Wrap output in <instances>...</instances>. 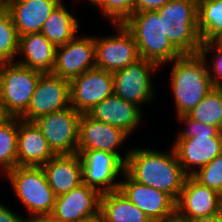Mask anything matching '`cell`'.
<instances>
[{
  "mask_svg": "<svg viewBox=\"0 0 222 222\" xmlns=\"http://www.w3.org/2000/svg\"><path fill=\"white\" fill-rule=\"evenodd\" d=\"M125 172L136 182L159 189L178 199L187 175L173 148L171 152L150 149H130Z\"/></svg>",
  "mask_w": 222,
  "mask_h": 222,
  "instance_id": "cell-1",
  "label": "cell"
},
{
  "mask_svg": "<svg viewBox=\"0 0 222 222\" xmlns=\"http://www.w3.org/2000/svg\"><path fill=\"white\" fill-rule=\"evenodd\" d=\"M178 118L187 128L177 134L172 148L185 174L192 176L222 153V132L215 126L190 118L187 114ZM191 166L198 169L192 170Z\"/></svg>",
  "mask_w": 222,
  "mask_h": 222,
  "instance_id": "cell-2",
  "label": "cell"
},
{
  "mask_svg": "<svg viewBox=\"0 0 222 222\" xmlns=\"http://www.w3.org/2000/svg\"><path fill=\"white\" fill-rule=\"evenodd\" d=\"M172 62L171 88L177 116H180L191 111L214 87L208 73L206 57L199 53L182 54Z\"/></svg>",
  "mask_w": 222,
  "mask_h": 222,
  "instance_id": "cell-3",
  "label": "cell"
},
{
  "mask_svg": "<svg viewBox=\"0 0 222 222\" xmlns=\"http://www.w3.org/2000/svg\"><path fill=\"white\" fill-rule=\"evenodd\" d=\"M123 25L133 34L141 58L162 66L182 55L169 41L157 11L134 12Z\"/></svg>",
  "mask_w": 222,
  "mask_h": 222,
  "instance_id": "cell-4",
  "label": "cell"
},
{
  "mask_svg": "<svg viewBox=\"0 0 222 222\" xmlns=\"http://www.w3.org/2000/svg\"><path fill=\"white\" fill-rule=\"evenodd\" d=\"M198 0H170L157 10L164 32L181 54H196L202 40L197 26Z\"/></svg>",
  "mask_w": 222,
  "mask_h": 222,
  "instance_id": "cell-5",
  "label": "cell"
},
{
  "mask_svg": "<svg viewBox=\"0 0 222 222\" xmlns=\"http://www.w3.org/2000/svg\"><path fill=\"white\" fill-rule=\"evenodd\" d=\"M16 196L33 218L51 215L56 195L49 186L42 167L17 166L5 173Z\"/></svg>",
  "mask_w": 222,
  "mask_h": 222,
  "instance_id": "cell-6",
  "label": "cell"
},
{
  "mask_svg": "<svg viewBox=\"0 0 222 222\" xmlns=\"http://www.w3.org/2000/svg\"><path fill=\"white\" fill-rule=\"evenodd\" d=\"M42 74L15 61L0 63V100L10 117L27 110Z\"/></svg>",
  "mask_w": 222,
  "mask_h": 222,
  "instance_id": "cell-7",
  "label": "cell"
},
{
  "mask_svg": "<svg viewBox=\"0 0 222 222\" xmlns=\"http://www.w3.org/2000/svg\"><path fill=\"white\" fill-rule=\"evenodd\" d=\"M80 116L81 113L70 106L40 116L33 122L55 155H71L77 153Z\"/></svg>",
  "mask_w": 222,
  "mask_h": 222,
  "instance_id": "cell-8",
  "label": "cell"
},
{
  "mask_svg": "<svg viewBox=\"0 0 222 222\" xmlns=\"http://www.w3.org/2000/svg\"><path fill=\"white\" fill-rule=\"evenodd\" d=\"M81 158L82 183L101 194L119 189L114 180L125 172V163L114 153L100 150H77Z\"/></svg>",
  "mask_w": 222,
  "mask_h": 222,
  "instance_id": "cell-9",
  "label": "cell"
},
{
  "mask_svg": "<svg viewBox=\"0 0 222 222\" xmlns=\"http://www.w3.org/2000/svg\"><path fill=\"white\" fill-rule=\"evenodd\" d=\"M158 65L139 58L127 67L113 72L114 95L140 107L154 98L151 73Z\"/></svg>",
  "mask_w": 222,
  "mask_h": 222,
  "instance_id": "cell-10",
  "label": "cell"
},
{
  "mask_svg": "<svg viewBox=\"0 0 222 222\" xmlns=\"http://www.w3.org/2000/svg\"><path fill=\"white\" fill-rule=\"evenodd\" d=\"M67 107H70V81L52 73H43L27 110L19 118L33 122L40 116Z\"/></svg>",
  "mask_w": 222,
  "mask_h": 222,
  "instance_id": "cell-11",
  "label": "cell"
},
{
  "mask_svg": "<svg viewBox=\"0 0 222 222\" xmlns=\"http://www.w3.org/2000/svg\"><path fill=\"white\" fill-rule=\"evenodd\" d=\"M113 94V73L109 71L93 68L70 81V106L81 114Z\"/></svg>",
  "mask_w": 222,
  "mask_h": 222,
  "instance_id": "cell-12",
  "label": "cell"
},
{
  "mask_svg": "<svg viewBox=\"0 0 222 222\" xmlns=\"http://www.w3.org/2000/svg\"><path fill=\"white\" fill-rule=\"evenodd\" d=\"M117 35L96 38V68L115 72L140 58L133 34L123 25L115 24Z\"/></svg>",
  "mask_w": 222,
  "mask_h": 222,
  "instance_id": "cell-13",
  "label": "cell"
},
{
  "mask_svg": "<svg viewBox=\"0 0 222 222\" xmlns=\"http://www.w3.org/2000/svg\"><path fill=\"white\" fill-rule=\"evenodd\" d=\"M120 181L119 190L135 206L143 211L151 222H164L176 214V200L169 194L140 184L126 172Z\"/></svg>",
  "mask_w": 222,
  "mask_h": 222,
  "instance_id": "cell-14",
  "label": "cell"
},
{
  "mask_svg": "<svg viewBox=\"0 0 222 222\" xmlns=\"http://www.w3.org/2000/svg\"><path fill=\"white\" fill-rule=\"evenodd\" d=\"M96 68L94 37H74L64 46L56 47L52 74L71 81L87 70Z\"/></svg>",
  "mask_w": 222,
  "mask_h": 222,
  "instance_id": "cell-15",
  "label": "cell"
},
{
  "mask_svg": "<svg viewBox=\"0 0 222 222\" xmlns=\"http://www.w3.org/2000/svg\"><path fill=\"white\" fill-rule=\"evenodd\" d=\"M222 211V195L201 185L187 176L176 200V214L188 220L219 214Z\"/></svg>",
  "mask_w": 222,
  "mask_h": 222,
  "instance_id": "cell-16",
  "label": "cell"
},
{
  "mask_svg": "<svg viewBox=\"0 0 222 222\" xmlns=\"http://www.w3.org/2000/svg\"><path fill=\"white\" fill-rule=\"evenodd\" d=\"M128 136L129 135L121 128L98 121L88 113H84L81 114L79 120L77 150H100L114 153L126 163L129 151L122 157L116 148L120 146Z\"/></svg>",
  "mask_w": 222,
  "mask_h": 222,
  "instance_id": "cell-17",
  "label": "cell"
},
{
  "mask_svg": "<svg viewBox=\"0 0 222 222\" xmlns=\"http://www.w3.org/2000/svg\"><path fill=\"white\" fill-rule=\"evenodd\" d=\"M101 193L85 184L56 196L51 216L64 222H82L100 214Z\"/></svg>",
  "mask_w": 222,
  "mask_h": 222,
  "instance_id": "cell-18",
  "label": "cell"
},
{
  "mask_svg": "<svg viewBox=\"0 0 222 222\" xmlns=\"http://www.w3.org/2000/svg\"><path fill=\"white\" fill-rule=\"evenodd\" d=\"M9 11L19 37L41 32L44 22L61 0H1Z\"/></svg>",
  "mask_w": 222,
  "mask_h": 222,
  "instance_id": "cell-19",
  "label": "cell"
},
{
  "mask_svg": "<svg viewBox=\"0 0 222 222\" xmlns=\"http://www.w3.org/2000/svg\"><path fill=\"white\" fill-rule=\"evenodd\" d=\"M54 156L35 123L18 117L17 166L41 167Z\"/></svg>",
  "mask_w": 222,
  "mask_h": 222,
  "instance_id": "cell-20",
  "label": "cell"
},
{
  "mask_svg": "<svg viewBox=\"0 0 222 222\" xmlns=\"http://www.w3.org/2000/svg\"><path fill=\"white\" fill-rule=\"evenodd\" d=\"M141 112V107L113 94L98 103L88 114L98 121L121 128L129 135L140 123L143 116Z\"/></svg>",
  "mask_w": 222,
  "mask_h": 222,
  "instance_id": "cell-21",
  "label": "cell"
},
{
  "mask_svg": "<svg viewBox=\"0 0 222 222\" xmlns=\"http://www.w3.org/2000/svg\"><path fill=\"white\" fill-rule=\"evenodd\" d=\"M41 167L56 196L66 194L82 184L81 158L78 153L55 155Z\"/></svg>",
  "mask_w": 222,
  "mask_h": 222,
  "instance_id": "cell-22",
  "label": "cell"
},
{
  "mask_svg": "<svg viewBox=\"0 0 222 222\" xmlns=\"http://www.w3.org/2000/svg\"><path fill=\"white\" fill-rule=\"evenodd\" d=\"M17 63L42 73H51L55 65L56 47L41 32L19 37Z\"/></svg>",
  "mask_w": 222,
  "mask_h": 222,
  "instance_id": "cell-23",
  "label": "cell"
},
{
  "mask_svg": "<svg viewBox=\"0 0 222 222\" xmlns=\"http://www.w3.org/2000/svg\"><path fill=\"white\" fill-rule=\"evenodd\" d=\"M100 215L104 222H151L119 189L101 195Z\"/></svg>",
  "mask_w": 222,
  "mask_h": 222,
  "instance_id": "cell-24",
  "label": "cell"
},
{
  "mask_svg": "<svg viewBox=\"0 0 222 222\" xmlns=\"http://www.w3.org/2000/svg\"><path fill=\"white\" fill-rule=\"evenodd\" d=\"M77 29H79L77 19L61 2L44 22L41 33L55 47H59L77 36Z\"/></svg>",
  "mask_w": 222,
  "mask_h": 222,
  "instance_id": "cell-25",
  "label": "cell"
},
{
  "mask_svg": "<svg viewBox=\"0 0 222 222\" xmlns=\"http://www.w3.org/2000/svg\"><path fill=\"white\" fill-rule=\"evenodd\" d=\"M197 26L203 41H222V0H198Z\"/></svg>",
  "mask_w": 222,
  "mask_h": 222,
  "instance_id": "cell-26",
  "label": "cell"
},
{
  "mask_svg": "<svg viewBox=\"0 0 222 222\" xmlns=\"http://www.w3.org/2000/svg\"><path fill=\"white\" fill-rule=\"evenodd\" d=\"M18 117H9L0 125V167L2 173L17 167Z\"/></svg>",
  "mask_w": 222,
  "mask_h": 222,
  "instance_id": "cell-27",
  "label": "cell"
},
{
  "mask_svg": "<svg viewBox=\"0 0 222 222\" xmlns=\"http://www.w3.org/2000/svg\"><path fill=\"white\" fill-rule=\"evenodd\" d=\"M187 115L222 132V91L214 87Z\"/></svg>",
  "mask_w": 222,
  "mask_h": 222,
  "instance_id": "cell-28",
  "label": "cell"
},
{
  "mask_svg": "<svg viewBox=\"0 0 222 222\" xmlns=\"http://www.w3.org/2000/svg\"><path fill=\"white\" fill-rule=\"evenodd\" d=\"M19 35L11 15L0 1V63L13 62L18 53Z\"/></svg>",
  "mask_w": 222,
  "mask_h": 222,
  "instance_id": "cell-29",
  "label": "cell"
},
{
  "mask_svg": "<svg viewBox=\"0 0 222 222\" xmlns=\"http://www.w3.org/2000/svg\"><path fill=\"white\" fill-rule=\"evenodd\" d=\"M93 5L115 24H123L134 13V0H95Z\"/></svg>",
  "mask_w": 222,
  "mask_h": 222,
  "instance_id": "cell-30",
  "label": "cell"
},
{
  "mask_svg": "<svg viewBox=\"0 0 222 222\" xmlns=\"http://www.w3.org/2000/svg\"><path fill=\"white\" fill-rule=\"evenodd\" d=\"M192 177L201 185L207 186L222 195V153L206 166L197 170Z\"/></svg>",
  "mask_w": 222,
  "mask_h": 222,
  "instance_id": "cell-31",
  "label": "cell"
},
{
  "mask_svg": "<svg viewBox=\"0 0 222 222\" xmlns=\"http://www.w3.org/2000/svg\"><path fill=\"white\" fill-rule=\"evenodd\" d=\"M213 51L215 52L211 67L213 71H209L208 73L213 87H217L222 83V41H203L199 54L202 57H207L206 54L209 52L212 53Z\"/></svg>",
  "mask_w": 222,
  "mask_h": 222,
  "instance_id": "cell-32",
  "label": "cell"
},
{
  "mask_svg": "<svg viewBox=\"0 0 222 222\" xmlns=\"http://www.w3.org/2000/svg\"><path fill=\"white\" fill-rule=\"evenodd\" d=\"M170 0H134V12L157 11Z\"/></svg>",
  "mask_w": 222,
  "mask_h": 222,
  "instance_id": "cell-33",
  "label": "cell"
},
{
  "mask_svg": "<svg viewBox=\"0 0 222 222\" xmlns=\"http://www.w3.org/2000/svg\"><path fill=\"white\" fill-rule=\"evenodd\" d=\"M25 220L0 203V222H24Z\"/></svg>",
  "mask_w": 222,
  "mask_h": 222,
  "instance_id": "cell-34",
  "label": "cell"
},
{
  "mask_svg": "<svg viewBox=\"0 0 222 222\" xmlns=\"http://www.w3.org/2000/svg\"><path fill=\"white\" fill-rule=\"evenodd\" d=\"M190 222H222V212L212 216L197 218Z\"/></svg>",
  "mask_w": 222,
  "mask_h": 222,
  "instance_id": "cell-35",
  "label": "cell"
},
{
  "mask_svg": "<svg viewBox=\"0 0 222 222\" xmlns=\"http://www.w3.org/2000/svg\"><path fill=\"white\" fill-rule=\"evenodd\" d=\"M10 116L6 113L4 106L0 100V125L4 123Z\"/></svg>",
  "mask_w": 222,
  "mask_h": 222,
  "instance_id": "cell-36",
  "label": "cell"
},
{
  "mask_svg": "<svg viewBox=\"0 0 222 222\" xmlns=\"http://www.w3.org/2000/svg\"><path fill=\"white\" fill-rule=\"evenodd\" d=\"M164 222H190V220L182 218L177 214H174L173 216L169 217Z\"/></svg>",
  "mask_w": 222,
  "mask_h": 222,
  "instance_id": "cell-37",
  "label": "cell"
},
{
  "mask_svg": "<svg viewBox=\"0 0 222 222\" xmlns=\"http://www.w3.org/2000/svg\"><path fill=\"white\" fill-rule=\"evenodd\" d=\"M38 222H64V221H60L55 219L53 216L48 215V216H42L36 219Z\"/></svg>",
  "mask_w": 222,
  "mask_h": 222,
  "instance_id": "cell-38",
  "label": "cell"
},
{
  "mask_svg": "<svg viewBox=\"0 0 222 222\" xmlns=\"http://www.w3.org/2000/svg\"><path fill=\"white\" fill-rule=\"evenodd\" d=\"M82 222H104V219H103V217L99 214V215H97V216H95V217H92V218H90V219L84 220V221H82Z\"/></svg>",
  "mask_w": 222,
  "mask_h": 222,
  "instance_id": "cell-39",
  "label": "cell"
},
{
  "mask_svg": "<svg viewBox=\"0 0 222 222\" xmlns=\"http://www.w3.org/2000/svg\"><path fill=\"white\" fill-rule=\"evenodd\" d=\"M24 222H38L36 219H26Z\"/></svg>",
  "mask_w": 222,
  "mask_h": 222,
  "instance_id": "cell-40",
  "label": "cell"
},
{
  "mask_svg": "<svg viewBox=\"0 0 222 222\" xmlns=\"http://www.w3.org/2000/svg\"><path fill=\"white\" fill-rule=\"evenodd\" d=\"M217 88L222 91V83Z\"/></svg>",
  "mask_w": 222,
  "mask_h": 222,
  "instance_id": "cell-41",
  "label": "cell"
},
{
  "mask_svg": "<svg viewBox=\"0 0 222 222\" xmlns=\"http://www.w3.org/2000/svg\"><path fill=\"white\" fill-rule=\"evenodd\" d=\"M86 1H89L90 3H93L95 0H86Z\"/></svg>",
  "mask_w": 222,
  "mask_h": 222,
  "instance_id": "cell-42",
  "label": "cell"
}]
</instances>
